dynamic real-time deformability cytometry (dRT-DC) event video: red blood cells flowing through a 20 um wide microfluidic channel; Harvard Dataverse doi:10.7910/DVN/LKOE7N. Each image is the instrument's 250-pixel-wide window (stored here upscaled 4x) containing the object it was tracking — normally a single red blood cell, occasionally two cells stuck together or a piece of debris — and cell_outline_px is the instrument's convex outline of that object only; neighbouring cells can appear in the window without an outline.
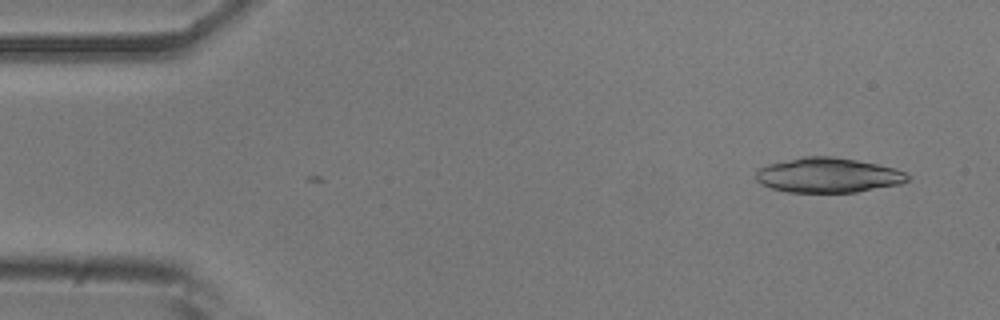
{"species": "common noctule bat (a hibernating species)", "species_latin": "Nyctalus noctula", "temperature_condition": "room temperature", "stored_images_in_passage": 3, "camera_frame_rate_fps": 3000, "um_per_image_px": 0.085, "animal": {"sex": "male", "body_mass_g": 20.5, "forearm_length_mm": 52.5}, "frame": {"image": 1, "passage_image": 3, "time_ms": 0.667, "image_size_px": [1000, 320], "cell_outline_px": [[908, 180], [900, 184], [856, 192], [788, 192], [772, 188], [760, 184], [756, 180], [756, 172], [760, 168], [768, 164], [804, 156], [832, 156], [856, 160], [896, 168], [904, 172], [908, 176]], "centroid_in_image_um": [70.37, 14.89], "position_along_channel_um": 14.6, "area_um2": 30.63}}